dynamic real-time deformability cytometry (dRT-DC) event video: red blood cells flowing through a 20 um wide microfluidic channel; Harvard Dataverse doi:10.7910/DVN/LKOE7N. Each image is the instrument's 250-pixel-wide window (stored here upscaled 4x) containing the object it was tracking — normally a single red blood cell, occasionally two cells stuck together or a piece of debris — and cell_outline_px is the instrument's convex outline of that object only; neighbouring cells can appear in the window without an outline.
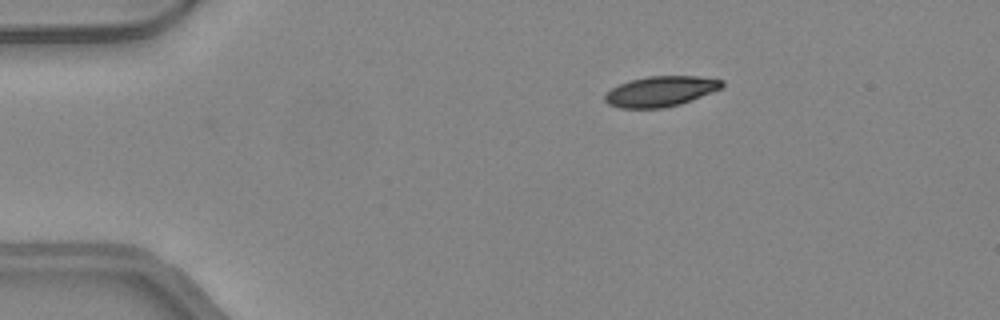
{"species": "common noctule bat (a hibernating species)", "species_latin": "Nyctalus noctula", "temperature_condition": "warm", "stored_images_in_passage": 5, "camera_frame_rate_fps": 3000, "um_per_image_px": 0.085, "animal": {"sex": "female", "body_mass_g": 24.6, "forearm_length_mm": 56.2}, "frame": {"image": 1, "passage_image": 5, "time_ms": 1.333, "image_size_px": [1000, 320], "cell_outline_px": [[724, 84], [720, 88], [712, 92], [680, 104], [664, 108], [620, 108], [608, 104], [604, 100], [604, 96], [612, 88], [620, 84], [632, 80], [648, 76], [696, 76], [724, 80]], "centroid_in_image_um": [56.15, 7.77], "position_along_channel_um": 28.9, "area_um2": 20.52}}